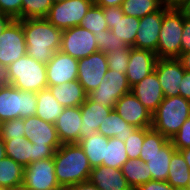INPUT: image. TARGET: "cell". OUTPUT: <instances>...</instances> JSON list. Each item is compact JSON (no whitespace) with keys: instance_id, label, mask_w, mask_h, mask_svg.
I'll list each match as a JSON object with an SVG mask.
<instances>
[{"instance_id":"cell-1","label":"cell","mask_w":190,"mask_h":190,"mask_svg":"<svg viewBox=\"0 0 190 190\" xmlns=\"http://www.w3.org/2000/svg\"><path fill=\"white\" fill-rule=\"evenodd\" d=\"M27 47L26 54L47 64L56 51H60L63 30L56 28L46 18L22 19Z\"/></svg>"},{"instance_id":"cell-2","label":"cell","mask_w":190,"mask_h":190,"mask_svg":"<svg viewBox=\"0 0 190 190\" xmlns=\"http://www.w3.org/2000/svg\"><path fill=\"white\" fill-rule=\"evenodd\" d=\"M53 160L57 181L63 189L89 181L92 167L78 143L62 144Z\"/></svg>"},{"instance_id":"cell-3","label":"cell","mask_w":190,"mask_h":190,"mask_svg":"<svg viewBox=\"0 0 190 190\" xmlns=\"http://www.w3.org/2000/svg\"><path fill=\"white\" fill-rule=\"evenodd\" d=\"M6 79L7 84L22 91L37 93L48 87L46 64L27 54L6 68Z\"/></svg>"},{"instance_id":"cell-4","label":"cell","mask_w":190,"mask_h":190,"mask_svg":"<svg viewBox=\"0 0 190 190\" xmlns=\"http://www.w3.org/2000/svg\"><path fill=\"white\" fill-rule=\"evenodd\" d=\"M189 117V100L182 96L164 97L152 114L151 128L171 139Z\"/></svg>"},{"instance_id":"cell-5","label":"cell","mask_w":190,"mask_h":190,"mask_svg":"<svg viewBox=\"0 0 190 190\" xmlns=\"http://www.w3.org/2000/svg\"><path fill=\"white\" fill-rule=\"evenodd\" d=\"M183 28L184 14L175 5L165 4L156 52L158 59L180 56Z\"/></svg>"},{"instance_id":"cell-6","label":"cell","mask_w":190,"mask_h":190,"mask_svg":"<svg viewBox=\"0 0 190 190\" xmlns=\"http://www.w3.org/2000/svg\"><path fill=\"white\" fill-rule=\"evenodd\" d=\"M36 109V92L22 91L10 84L0 87V123L34 116Z\"/></svg>"},{"instance_id":"cell-7","label":"cell","mask_w":190,"mask_h":190,"mask_svg":"<svg viewBox=\"0 0 190 190\" xmlns=\"http://www.w3.org/2000/svg\"><path fill=\"white\" fill-rule=\"evenodd\" d=\"M131 92L127 76L120 71L108 69L99 86L88 94L97 104L114 108L116 102L125 94Z\"/></svg>"},{"instance_id":"cell-8","label":"cell","mask_w":190,"mask_h":190,"mask_svg":"<svg viewBox=\"0 0 190 190\" xmlns=\"http://www.w3.org/2000/svg\"><path fill=\"white\" fill-rule=\"evenodd\" d=\"M93 4L94 0H66L53 3L46 19L61 30L79 26Z\"/></svg>"},{"instance_id":"cell-9","label":"cell","mask_w":190,"mask_h":190,"mask_svg":"<svg viewBox=\"0 0 190 190\" xmlns=\"http://www.w3.org/2000/svg\"><path fill=\"white\" fill-rule=\"evenodd\" d=\"M60 51L75 59L87 57L99 51L94 34L82 26L63 30Z\"/></svg>"},{"instance_id":"cell-10","label":"cell","mask_w":190,"mask_h":190,"mask_svg":"<svg viewBox=\"0 0 190 190\" xmlns=\"http://www.w3.org/2000/svg\"><path fill=\"white\" fill-rule=\"evenodd\" d=\"M23 185L30 190H64L57 181L53 157L26 166Z\"/></svg>"},{"instance_id":"cell-11","label":"cell","mask_w":190,"mask_h":190,"mask_svg":"<svg viewBox=\"0 0 190 190\" xmlns=\"http://www.w3.org/2000/svg\"><path fill=\"white\" fill-rule=\"evenodd\" d=\"M22 20H13L0 35V64L6 69L11 63L26 55Z\"/></svg>"},{"instance_id":"cell-12","label":"cell","mask_w":190,"mask_h":190,"mask_svg":"<svg viewBox=\"0 0 190 190\" xmlns=\"http://www.w3.org/2000/svg\"><path fill=\"white\" fill-rule=\"evenodd\" d=\"M107 71V56L101 51L78 59L77 80L83 86L87 94L99 86Z\"/></svg>"},{"instance_id":"cell-13","label":"cell","mask_w":190,"mask_h":190,"mask_svg":"<svg viewBox=\"0 0 190 190\" xmlns=\"http://www.w3.org/2000/svg\"><path fill=\"white\" fill-rule=\"evenodd\" d=\"M46 75L48 86H58L77 80L78 59L61 51H56L46 64Z\"/></svg>"},{"instance_id":"cell-14","label":"cell","mask_w":190,"mask_h":190,"mask_svg":"<svg viewBox=\"0 0 190 190\" xmlns=\"http://www.w3.org/2000/svg\"><path fill=\"white\" fill-rule=\"evenodd\" d=\"M114 111L122 117L125 122L136 128H151L152 113L145 108L131 92L123 95L116 102Z\"/></svg>"},{"instance_id":"cell-15","label":"cell","mask_w":190,"mask_h":190,"mask_svg":"<svg viewBox=\"0 0 190 190\" xmlns=\"http://www.w3.org/2000/svg\"><path fill=\"white\" fill-rule=\"evenodd\" d=\"M163 15L164 6L160 10L139 19L134 48L149 50L156 54Z\"/></svg>"},{"instance_id":"cell-16","label":"cell","mask_w":190,"mask_h":190,"mask_svg":"<svg viewBox=\"0 0 190 190\" xmlns=\"http://www.w3.org/2000/svg\"><path fill=\"white\" fill-rule=\"evenodd\" d=\"M164 97L180 96L179 85L185 69L177 58L158 59L155 70Z\"/></svg>"},{"instance_id":"cell-17","label":"cell","mask_w":190,"mask_h":190,"mask_svg":"<svg viewBox=\"0 0 190 190\" xmlns=\"http://www.w3.org/2000/svg\"><path fill=\"white\" fill-rule=\"evenodd\" d=\"M25 138L39 146H51L55 151L62 145L55 124L44 121L36 115L23 118Z\"/></svg>"},{"instance_id":"cell-18","label":"cell","mask_w":190,"mask_h":190,"mask_svg":"<svg viewBox=\"0 0 190 190\" xmlns=\"http://www.w3.org/2000/svg\"><path fill=\"white\" fill-rule=\"evenodd\" d=\"M157 60L158 57L154 52L131 47L126 72L129 86H134L152 73Z\"/></svg>"},{"instance_id":"cell-19","label":"cell","mask_w":190,"mask_h":190,"mask_svg":"<svg viewBox=\"0 0 190 190\" xmlns=\"http://www.w3.org/2000/svg\"><path fill=\"white\" fill-rule=\"evenodd\" d=\"M131 93L134 94L152 114L164 100L163 90L155 71L132 86Z\"/></svg>"},{"instance_id":"cell-20","label":"cell","mask_w":190,"mask_h":190,"mask_svg":"<svg viewBox=\"0 0 190 190\" xmlns=\"http://www.w3.org/2000/svg\"><path fill=\"white\" fill-rule=\"evenodd\" d=\"M81 110L78 107H65L58 117L55 128L62 144L77 143L81 139Z\"/></svg>"},{"instance_id":"cell-21","label":"cell","mask_w":190,"mask_h":190,"mask_svg":"<svg viewBox=\"0 0 190 190\" xmlns=\"http://www.w3.org/2000/svg\"><path fill=\"white\" fill-rule=\"evenodd\" d=\"M113 109L97 104L87 96L85 102L80 106L82 118L81 139L98 132L99 126L102 122H105L106 116L110 115Z\"/></svg>"},{"instance_id":"cell-22","label":"cell","mask_w":190,"mask_h":190,"mask_svg":"<svg viewBox=\"0 0 190 190\" xmlns=\"http://www.w3.org/2000/svg\"><path fill=\"white\" fill-rule=\"evenodd\" d=\"M176 148L169 140L157 153L140 154L139 159L148 165L152 180L167 181L169 165Z\"/></svg>"},{"instance_id":"cell-23","label":"cell","mask_w":190,"mask_h":190,"mask_svg":"<svg viewBox=\"0 0 190 190\" xmlns=\"http://www.w3.org/2000/svg\"><path fill=\"white\" fill-rule=\"evenodd\" d=\"M89 181L100 190H132L121 169L98 166L91 170Z\"/></svg>"},{"instance_id":"cell-24","label":"cell","mask_w":190,"mask_h":190,"mask_svg":"<svg viewBox=\"0 0 190 190\" xmlns=\"http://www.w3.org/2000/svg\"><path fill=\"white\" fill-rule=\"evenodd\" d=\"M47 88L64 108L81 106L88 96L78 80L66 82L58 86H48Z\"/></svg>"},{"instance_id":"cell-25","label":"cell","mask_w":190,"mask_h":190,"mask_svg":"<svg viewBox=\"0 0 190 190\" xmlns=\"http://www.w3.org/2000/svg\"><path fill=\"white\" fill-rule=\"evenodd\" d=\"M6 156L18 162L24 168L35 162L34 144L25 137L3 140Z\"/></svg>"},{"instance_id":"cell-26","label":"cell","mask_w":190,"mask_h":190,"mask_svg":"<svg viewBox=\"0 0 190 190\" xmlns=\"http://www.w3.org/2000/svg\"><path fill=\"white\" fill-rule=\"evenodd\" d=\"M136 129L135 126L125 122L113 109L110 115L106 116L105 122L99 126L98 133L107 138L115 137L125 142Z\"/></svg>"},{"instance_id":"cell-27","label":"cell","mask_w":190,"mask_h":190,"mask_svg":"<svg viewBox=\"0 0 190 190\" xmlns=\"http://www.w3.org/2000/svg\"><path fill=\"white\" fill-rule=\"evenodd\" d=\"M109 138L96 132L90 137L80 139L77 143L84 150L92 168L102 166Z\"/></svg>"},{"instance_id":"cell-28","label":"cell","mask_w":190,"mask_h":190,"mask_svg":"<svg viewBox=\"0 0 190 190\" xmlns=\"http://www.w3.org/2000/svg\"><path fill=\"white\" fill-rule=\"evenodd\" d=\"M36 95L37 109L35 115L44 121L55 124L64 107L58 103L48 88L37 92Z\"/></svg>"},{"instance_id":"cell-29","label":"cell","mask_w":190,"mask_h":190,"mask_svg":"<svg viewBox=\"0 0 190 190\" xmlns=\"http://www.w3.org/2000/svg\"><path fill=\"white\" fill-rule=\"evenodd\" d=\"M121 172L132 190L152 180L148 165L141 159H128L121 167Z\"/></svg>"},{"instance_id":"cell-30","label":"cell","mask_w":190,"mask_h":190,"mask_svg":"<svg viewBox=\"0 0 190 190\" xmlns=\"http://www.w3.org/2000/svg\"><path fill=\"white\" fill-rule=\"evenodd\" d=\"M24 167L9 157L0 160V186L5 190L23 185Z\"/></svg>"},{"instance_id":"cell-31","label":"cell","mask_w":190,"mask_h":190,"mask_svg":"<svg viewBox=\"0 0 190 190\" xmlns=\"http://www.w3.org/2000/svg\"><path fill=\"white\" fill-rule=\"evenodd\" d=\"M190 169L182 154L176 151L171 158L167 182L175 189L188 186Z\"/></svg>"},{"instance_id":"cell-32","label":"cell","mask_w":190,"mask_h":190,"mask_svg":"<svg viewBox=\"0 0 190 190\" xmlns=\"http://www.w3.org/2000/svg\"><path fill=\"white\" fill-rule=\"evenodd\" d=\"M139 28V18L118 13V19L113 23L111 31L118 39L130 47H134L135 37Z\"/></svg>"},{"instance_id":"cell-33","label":"cell","mask_w":190,"mask_h":190,"mask_svg":"<svg viewBox=\"0 0 190 190\" xmlns=\"http://www.w3.org/2000/svg\"><path fill=\"white\" fill-rule=\"evenodd\" d=\"M164 0H124L120 5L124 15L142 18L147 14L160 10Z\"/></svg>"},{"instance_id":"cell-34","label":"cell","mask_w":190,"mask_h":190,"mask_svg":"<svg viewBox=\"0 0 190 190\" xmlns=\"http://www.w3.org/2000/svg\"><path fill=\"white\" fill-rule=\"evenodd\" d=\"M128 160L125 144L117 138H109L102 166L121 169Z\"/></svg>"},{"instance_id":"cell-35","label":"cell","mask_w":190,"mask_h":190,"mask_svg":"<svg viewBox=\"0 0 190 190\" xmlns=\"http://www.w3.org/2000/svg\"><path fill=\"white\" fill-rule=\"evenodd\" d=\"M80 26L93 34L103 33L109 29L104 18L103 7L93 4L82 19Z\"/></svg>"},{"instance_id":"cell-36","label":"cell","mask_w":190,"mask_h":190,"mask_svg":"<svg viewBox=\"0 0 190 190\" xmlns=\"http://www.w3.org/2000/svg\"><path fill=\"white\" fill-rule=\"evenodd\" d=\"M52 5V0H22L21 20L46 18Z\"/></svg>"},{"instance_id":"cell-37","label":"cell","mask_w":190,"mask_h":190,"mask_svg":"<svg viewBox=\"0 0 190 190\" xmlns=\"http://www.w3.org/2000/svg\"><path fill=\"white\" fill-rule=\"evenodd\" d=\"M99 51L107 54L115 51L117 48H124L127 46L122 39H118V36L110 30H103V33L94 34Z\"/></svg>"},{"instance_id":"cell-38","label":"cell","mask_w":190,"mask_h":190,"mask_svg":"<svg viewBox=\"0 0 190 190\" xmlns=\"http://www.w3.org/2000/svg\"><path fill=\"white\" fill-rule=\"evenodd\" d=\"M130 49L131 47L127 45L124 48H117L115 51L107 53L108 69L126 74Z\"/></svg>"},{"instance_id":"cell-39","label":"cell","mask_w":190,"mask_h":190,"mask_svg":"<svg viewBox=\"0 0 190 190\" xmlns=\"http://www.w3.org/2000/svg\"><path fill=\"white\" fill-rule=\"evenodd\" d=\"M169 140V138L163 136L160 132L154 130L153 128H150L145 133V138L140 154L157 153Z\"/></svg>"},{"instance_id":"cell-40","label":"cell","mask_w":190,"mask_h":190,"mask_svg":"<svg viewBox=\"0 0 190 190\" xmlns=\"http://www.w3.org/2000/svg\"><path fill=\"white\" fill-rule=\"evenodd\" d=\"M150 128H137L124 142L128 159H139L145 133Z\"/></svg>"},{"instance_id":"cell-41","label":"cell","mask_w":190,"mask_h":190,"mask_svg":"<svg viewBox=\"0 0 190 190\" xmlns=\"http://www.w3.org/2000/svg\"><path fill=\"white\" fill-rule=\"evenodd\" d=\"M23 118H16L0 123V137L2 140L25 137Z\"/></svg>"},{"instance_id":"cell-42","label":"cell","mask_w":190,"mask_h":190,"mask_svg":"<svg viewBox=\"0 0 190 190\" xmlns=\"http://www.w3.org/2000/svg\"><path fill=\"white\" fill-rule=\"evenodd\" d=\"M170 141L177 151L190 147V117L184 122Z\"/></svg>"},{"instance_id":"cell-43","label":"cell","mask_w":190,"mask_h":190,"mask_svg":"<svg viewBox=\"0 0 190 190\" xmlns=\"http://www.w3.org/2000/svg\"><path fill=\"white\" fill-rule=\"evenodd\" d=\"M22 0H0V12L21 20Z\"/></svg>"},{"instance_id":"cell-44","label":"cell","mask_w":190,"mask_h":190,"mask_svg":"<svg viewBox=\"0 0 190 190\" xmlns=\"http://www.w3.org/2000/svg\"><path fill=\"white\" fill-rule=\"evenodd\" d=\"M135 190H176L167 181L150 180L138 186Z\"/></svg>"},{"instance_id":"cell-45","label":"cell","mask_w":190,"mask_h":190,"mask_svg":"<svg viewBox=\"0 0 190 190\" xmlns=\"http://www.w3.org/2000/svg\"><path fill=\"white\" fill-rule=\"evenodd\" d=\"M190 52V17L184 16V28L181 38V53Z\"/></svg>"},{"instance_id":"cell-46","label":"cell","mask_w":190,"mask_h":190,"mask_svg":"<svg viewBox=\"0 0 190 190\" xmlns=\"http://www.w3.org/2000/svg\"><path fill=\"white\" fill-rule=\"evenodd\" d=\"M104 18L108 28H113V23L118 19V13H123L120 6L103 7Z\"/></svg>"},{"instance_id":"cell-47","label":"cell","mask_w":190,"mask_h":190,"mask_svg":"<svg viewBox=\"0 0 190 190\" xmlns=\"http://www.w3.org/2000/svg\"><path fill=\"white\" fill-rule=\"evenodd\" d=\"M35 161L54 157L55 150L51 146H39L34 143Z\"/></svg>"},{"instance_id":"cell-48","label":"cell","mask_w":190,"mask_h":190,"mask_svg":"<svg viewBox=\"0 0 190 190\" xmlns=\"http://www.w3.org/2000/svg\"><path fill=\"white\" fill-rule=\"evenodd\" d=\"M180 96L190 101V71L185 70L179 85Z\"/></svg>"},{"instance_id":"cell-49","label":"cell","mask_w":190,"mask_h":190,"mask_svg":"<svg viewBox=\"0 0 190 190\" xmlns=\"http://www.w3.org/2000/svg\"><path fill=\"white\" fill-rule=\"evenodd\" d=\"M64 190H100V189L94 184H92L90 181H86L67 187Z\"/></svg>"},{"instance_id":"cell-50","label":"cell","mask_w":190,"mask_h":190,"mask_svg":"<svg viewBox=\"0 0 190 190\" xmlns=\"http://www.w3.org/2000/svg\"><path fill=\"white\" fill-rule=\"evenodd\" d=\"M124 0H94V4L100 7L120 6Z\"/></svg>"},{"instance_id":"cell-51","label":"cell","mask_w":190,"mask_h":190,"mask_svg":"<svg viewBox=\"0 0 190 190\" xmlns=\"http://www.w3.org/2000/svg\"><path fill=\"white\" fill-rule=\"evenodd\" d=\"M186 17H190V0H181L175 5Z\"/></svg>"},{"instance_id":"cell-52","label":"cell","mask_w":190,"mask_h":190,"mask_svg":"<svg viewBox=\"0 0 190 190\" xmlns=\"http://www.w3.org/2000/svg\"><path fill=\"white\" fill-rule=\"evenodd\" d=\"M13 20L11 16L0 12V35Z\"/></svg>"},{"instance_id":"cell-53","label":"cell","mask_w":190,"mask_h":190,"mask_svg":"<svg viewBox=\"0 0 190 190\" xmlns=\"http://www.w3.org/2000/svg\"><path fill=\"white\" fill-rule=\"evenodd\" d=\"M177 59L181 62L185 70L190 71V52L181 53Z\"/></svg>"},{"instance_id":"cell-54","label":"cell","mask_w":190,"mask_h":190,"mask_svg":"<svg viewBox=\"0 0 190 190\" xmlns=\"http://www.w3.org/2000/svg\"><path fill=\"white\" fill-rule=\"evenodd\" d=\"M178 151L182 154L183 158L185 159V162L187 163L190 169V147L185 149H180Z\"/></svg>"},{"instance_id":"cell-55","label":"cell","mask_w":190,"mask_h":190,"mask_svg":"<svg viewBox=\"0 0 190 190\" xmlns=\"http://www.w3.org/2000/svg\"><path fill=\"white\" fill-rule=\"evenodd\" d=\"M7 84L6 69L0 64V87Z\"/></svg>"},{"instance_id":"cell-56","label":"cell","mask_w":190,"mask_h":190,"mask_svg":"<svg viewBox=\"0 0 190 190\" xmlns=\"http://www.w3.org/2000/svg\"><path fill=\"white\" fill-rule=\"evenodd\" d=\"M6 157L5 143L0 137V160Z\"/></svg>"},{"instance_id":"cell-57","label":"cell","mask_w":190,"mask_h":190,"mask_svg":"<svg viewBox=\"0 0 190 190\" xmlns=\"http://www.w3.org/2000/svg\"><path fill=\"white\" fill-rule=\"evenodd\" d=\"M180 1L181 0H164L165 4H168V5H176Z\"/></svg>"},{"instance_id":"cell-58","label":"cell","mask_w":190,"mask_h":190,"mask_svg":"<svg viewBox=\"0 0 190 190\" xmlns=\"http://www.w3.org/2000/svg\"><path fill=\"white\" fill-rule=\"evenodd\" d=\"M10 190H30V189L26 188L24 185H21V186L14 187Z\"/></svg>"},{"instance_id":"cell-59","label":"cell","mask_w":190,"mask_h":190,"mask_svg":"<svg viewBox=\"0 0 190 190\" xmlns=\"http://www.w3.org/2000/svg\"><path fill=\"white\" fill-rule=\"evenodd\" d=\"M53 3H59V2H63V1H66V0H52Z\"/></svg>"},{"instance_id":"cell-60","label":"cell","mask_w":190,"mask_h":190,"mask_svg":"<svg viewBox=\"0 0 190 190\" xmlns=\"http://www.w3.org/2000/svg\"><path fill=\"white\" fill-rule=\"evenodd\" d=\"M176 190H190L187 187H183V188H177Z\"/></svg>"},{"instance_id":"cell-61","label":"cell","mask_w":190,"mask_h":190,"mask_svg":"<svg viewBox=\"0 0 190 190\" xmlns=\"http://www.w3.org/2000/svg\"><path fill=\"white\" fill-rule=\"evenodd\" d=\"M188 189H190V178H189V181H188V186H187Z\"/></svg>"}]
</instances>
